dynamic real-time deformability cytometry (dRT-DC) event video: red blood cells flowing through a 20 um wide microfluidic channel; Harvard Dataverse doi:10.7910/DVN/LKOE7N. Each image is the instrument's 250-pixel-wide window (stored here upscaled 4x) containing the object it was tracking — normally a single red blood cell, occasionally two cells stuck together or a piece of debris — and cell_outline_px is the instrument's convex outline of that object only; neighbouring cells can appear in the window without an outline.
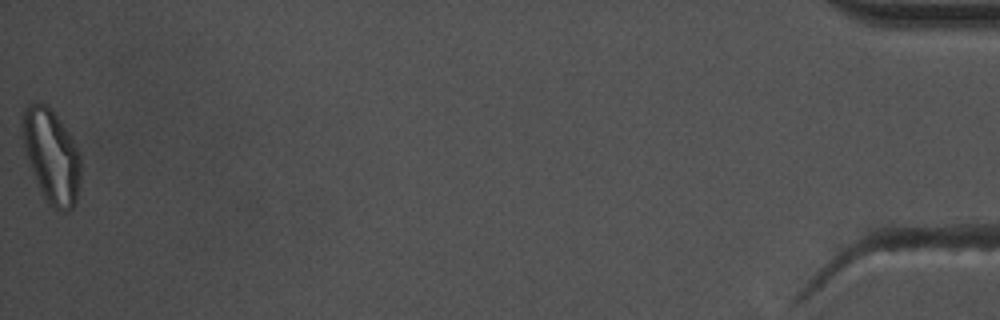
{"species": "common noctule bat (a hibernating species)", "species_latin": "Nyctalus noctula", "temperature_condition": "warm", "stored_images_in_passage": 55, "camera_frame_rate_fps": 3000, "um_per_image_px": 0.085, "animal": {"sex": "male", "body_mass_g": 17.5, "forearm_length_mm": 52.3}, "frame": {"image": 1, "passage_image": 55, "time_ms": 18.0, "image_size_px": [1000, 320], "cell_outline_px": [[80, 180], [76, 200], [72, 208], [68, 212], [64, 212], [48, 204], [40, 188], [28, 160], [20, 136], [20, 124], [24, 108], [28, 104], [44, 104], [56, 116], [72, 136], [80, 152]], "centroid_in_image_um": [4.36, 13.25], "position_along_channel_um": 430.8, "area_um2": 31.73}, "authors_computed_cell_mechanics": {"area_um2": 22.7732, "velocity_mm_per_s": 3.6871, "shape_relaxation_time_tau1_ms": null, "shape_relaxation_time_tau2_ms": 1.8629, "deformation_change_tau1": null, "deformation_change_tau2": 0.0711}}